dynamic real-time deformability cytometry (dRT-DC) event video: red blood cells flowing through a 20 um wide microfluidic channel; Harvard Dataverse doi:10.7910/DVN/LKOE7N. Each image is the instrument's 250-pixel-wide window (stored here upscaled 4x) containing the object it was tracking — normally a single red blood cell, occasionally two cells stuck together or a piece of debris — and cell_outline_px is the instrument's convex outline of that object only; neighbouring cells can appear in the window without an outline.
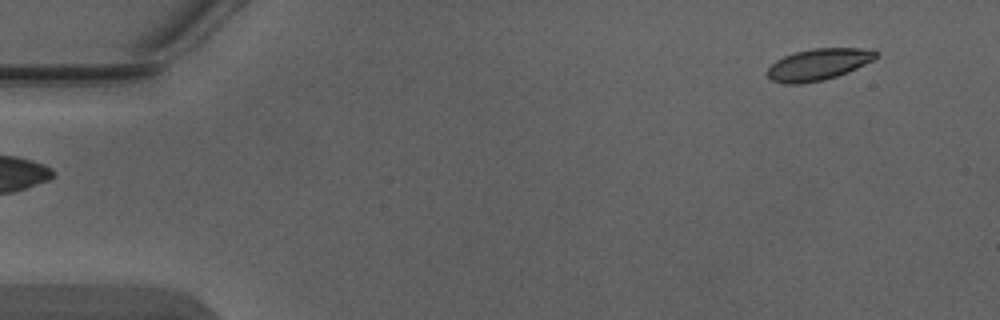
{"species": "Egyptian fruit bat (a non-hibernating species)", "species_latin": "Rousettus aegyptiacus", "temperature_condition": "warm", "stored_images_in_passage": 5, "camera_frame_rate_fps": 3000, "um_per_image_px": 0.085, "animal": {"sex": "male"}, "frame": {"image": 1, "passage_image": 5, "time_ms": 1.333, "image_size_px": [1000, 320], "cell_outline_px": [[880, 56], [848, 72], [824, 80], [800, 84], [784, 84], [772, 80], [768, 76], [768, 68], [776, 60], [784, 56], [796, 52], [812, 48], [872, 48], [880, 52]], "centroid_in_image_um": [69.6, 5.46], "position_along_channel_um": 15.4, "area_um2": 20.06}}